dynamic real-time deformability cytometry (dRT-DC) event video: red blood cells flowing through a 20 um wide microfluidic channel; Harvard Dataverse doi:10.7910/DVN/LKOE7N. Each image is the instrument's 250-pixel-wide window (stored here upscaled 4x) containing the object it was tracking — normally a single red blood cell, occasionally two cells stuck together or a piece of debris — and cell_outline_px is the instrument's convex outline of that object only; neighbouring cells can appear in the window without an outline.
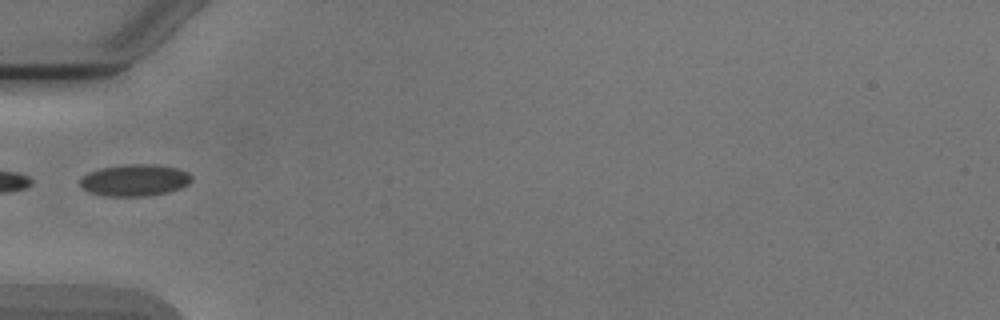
{"species": "Egyptian fruit bat (a non-hibernating species)", "species_latin": "Rousettus aegyptiacus", "temperature_condition": "cold", "stored_images_in_passage": 6, "camera_frame_rate_fps": 3000, "um_per_image_px": 0.085, "animal": {"sex": "male"}, "frame": {"image": 1, "passage_image": 5, "time_ms": 4.667, "image_size_px": [1000, 320], "cell_outline_px": [[192, 180], [188, 184], [180, 188], [168, 192], [148, 196], [104, 196], [88, 192], [80, 184], [80, 176], [88, 172], [100, 168], [128, 164], [152, 164], [176, 168], [188, 172], [192, 176]], "centroid_in_image_um": [11.43, 15.32], "position_along_channel_um": 73.6, "area_um2": 20.75}}
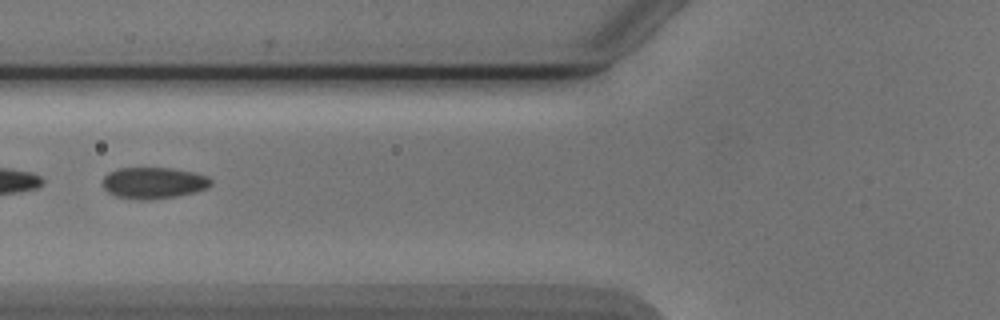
{"frame": {"image": 2, "passage_image": 6, "time_ms": 5.667, "image_size_px": [1000, 320], "cell_outline_px": [[212, 184], [208, 188], [196, 192], [176, 196], [148, 200], [132, 200], [116, 196], [108, 192], [104, 188], [104, 176], [108, 172], [120, 168], [172, 168], [196, 172], [208, 176], [212, 180]], "centroid_in_image_um": [13.09, 15.55], "position_along_channel_um": 112.7, "area_um2": 20.06}}